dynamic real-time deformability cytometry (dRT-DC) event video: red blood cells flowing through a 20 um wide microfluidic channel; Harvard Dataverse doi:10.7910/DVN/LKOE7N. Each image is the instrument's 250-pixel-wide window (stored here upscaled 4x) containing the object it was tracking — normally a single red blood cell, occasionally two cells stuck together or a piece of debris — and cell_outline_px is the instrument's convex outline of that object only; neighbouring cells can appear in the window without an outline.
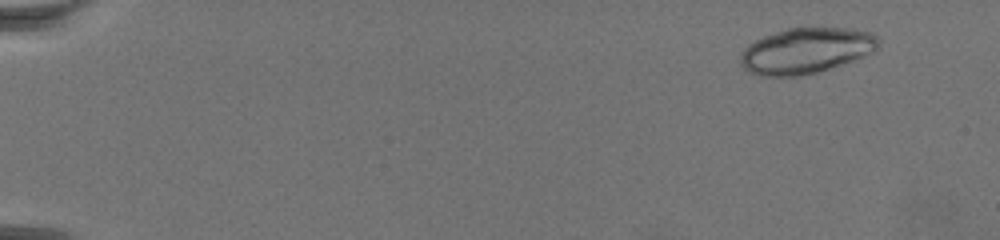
{"species": "common noctule bat (a hibernating species)", "species_latin": "Nyctalus noctula", "temperature_condition": "warm", "stored_images_in_passage": 73, "camera_frame_rate_fps": 3000, "um_per_image_px": 0.085, "animal": {"sex": "female", "body_mass_g": 19.5, "forearm_length_mm": 54.1}, "frame": {"image": 1, "passage_image": 7, "time_ms": 2.0, "image_size_px": [1000, 240], "cell_outline_px": [[880, 48], [876, 52], [816, 72], [796, 76], [760, 76], [744, 68], [740, 64], [740, 56], [744, 48], [748, 44], [764, 36], [788, 28], [844, 28], [872, 32], [880, 40]], "centroid_in_image_um": [68.54, 4.3], "position_along_channel_um": 16.5, "area_um2": 36.53}}